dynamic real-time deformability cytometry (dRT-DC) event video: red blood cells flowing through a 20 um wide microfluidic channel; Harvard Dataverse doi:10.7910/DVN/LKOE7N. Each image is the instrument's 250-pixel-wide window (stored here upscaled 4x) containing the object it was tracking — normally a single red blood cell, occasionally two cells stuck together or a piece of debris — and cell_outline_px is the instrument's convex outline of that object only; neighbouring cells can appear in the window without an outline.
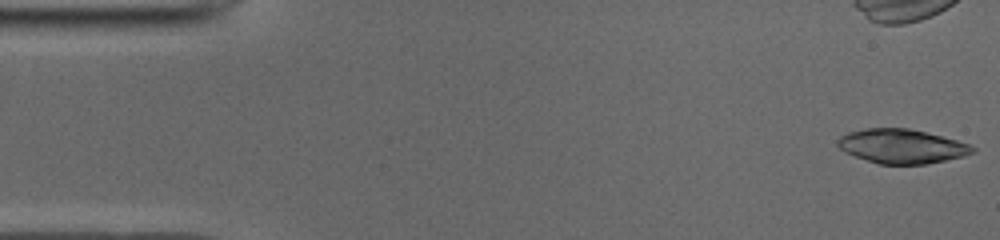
{"species": "common noctule bat (a hibernating species)", "species_latin": "Nyctalus noctula", "temperature_condition": "cold", "stored_images_in_passage": 30, "camera_frame_rate_fps": 3000, "um_per_image_px": 0.085, "animal": {"sex": "male", "body_mass_g": 19.0, "forearm_length_mm": 50.8}, "frame": {"image": 1, "passage_image": 1, "time_ms": 0.0, "image_size_px": [1000, 240], "cell_outline_px": [[976, 152], [964, 156], [924, 164], [880, 164], [844, 152], [836, 144], [836, 140], [840, 136], [848, 132], [864, 128], [908, 128], [956, 140], [968, 144], [976, 148]], "centroid_in_image_um": [76.62, 12.42], "position_along_channel_um": 8.4, "area_um2": 26.7}}